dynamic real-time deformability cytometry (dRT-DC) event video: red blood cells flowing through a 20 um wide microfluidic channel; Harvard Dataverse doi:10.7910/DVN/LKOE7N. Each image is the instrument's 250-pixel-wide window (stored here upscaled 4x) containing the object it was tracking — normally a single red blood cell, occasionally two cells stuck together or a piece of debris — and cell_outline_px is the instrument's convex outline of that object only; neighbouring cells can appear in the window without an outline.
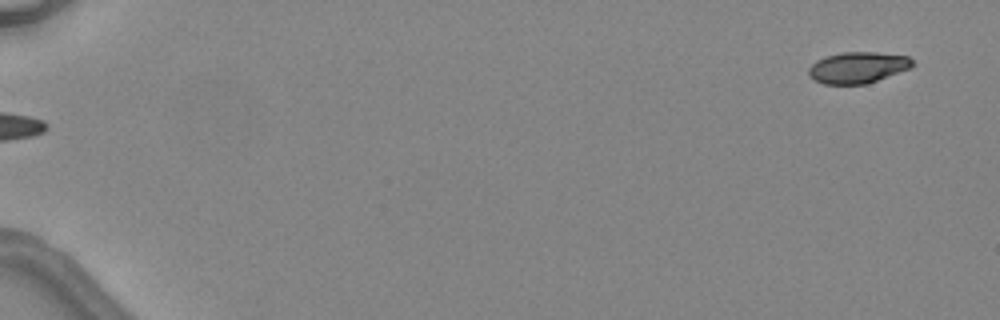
{"species": "common noctule bat (a hibernating species)", "species_latin": "Nyctalus noctula", "temperature_condition": "warm", "stored_images_in_passage": 4, "segment_of_instrument_passage": [2, 2], "camera_frame_rate_fps": 3000, "um_per_image_px": 0.085, "animal": {"sex": "female", "body_mass_g": 24.6, "forearm_length_mm": 56.2}, "frame": {"image": 1, "passage_image": 4, "time_ms": 6.333, "image_size_px": [1000, 320], "cell_outline_px": [[916, 64], [912, 68], [864, 84], [824, 84], [808, 76], [808, 68], [816, 60], [824, 56], [840, 52], [876, 52], [908, 56]], "centroid_in_image_um": [72.91, 5.72], "position_along_channel_um": 12.1, "area_um2": 19.02}}